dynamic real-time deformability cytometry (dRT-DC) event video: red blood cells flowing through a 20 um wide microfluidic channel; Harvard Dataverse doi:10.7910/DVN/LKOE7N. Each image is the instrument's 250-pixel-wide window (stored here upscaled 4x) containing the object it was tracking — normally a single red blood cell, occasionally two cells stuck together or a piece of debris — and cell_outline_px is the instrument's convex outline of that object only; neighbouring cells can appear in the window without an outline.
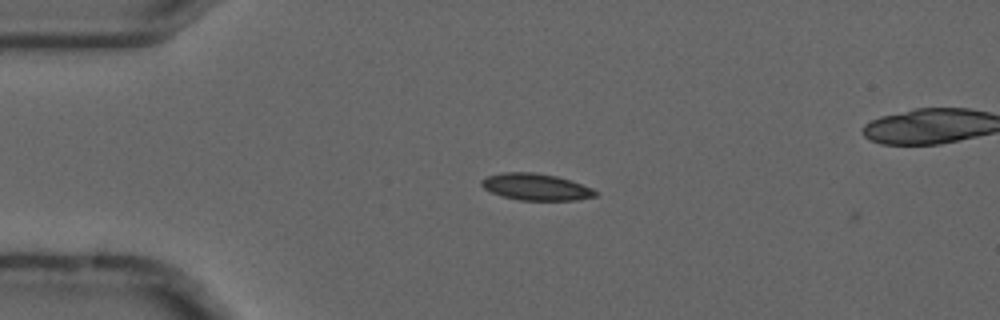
{"species": "common noctule bat (a hibernating species)", "species_latin": "Nyctalus noctula", "temperature_condition": "cold", "stored_images_in_passage": 2, "camera_frame_rate_fps": 3000, "um_per_image_px": 0.085, "animal": {"sex": "male", "forearm_length_mm": 52.5}, "frame": {"image": 1, "passage_image": 1, "time_ms": 0.0, "image_size_px": [1000, 320], "cell_outline_px": [[600, 192], [596, 196], [576, 200], [520, 200], [504, 196], [492, 192], [484, 188], [480, 184], [480, 180], [488, 176], [504, 172], [532, 172], [556, 176], [592, 188]], "centroid_in_image_um": [45.56, 15.89], "position_along_channel_um": 39.4, "area_um2": 17.51}}